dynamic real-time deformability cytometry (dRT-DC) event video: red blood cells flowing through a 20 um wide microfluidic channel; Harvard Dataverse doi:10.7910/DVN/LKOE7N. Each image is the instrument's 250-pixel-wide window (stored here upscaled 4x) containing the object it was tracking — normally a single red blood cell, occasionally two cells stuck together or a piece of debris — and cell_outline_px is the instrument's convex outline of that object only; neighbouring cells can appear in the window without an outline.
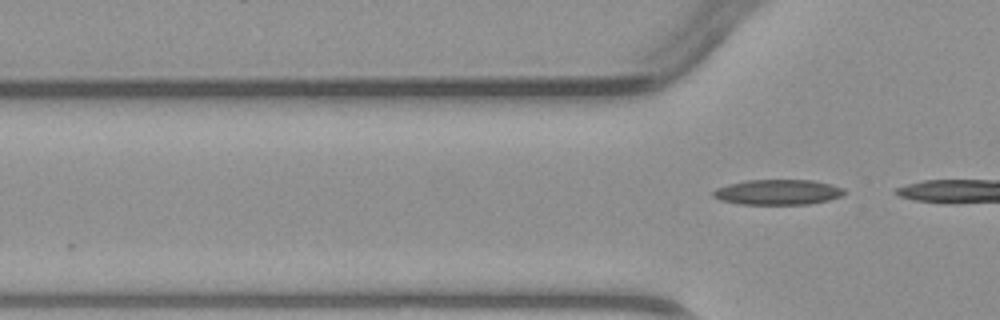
{"species": "common noctule bat (a hibernating species)", "species_latin": "Nyctalus noctula", "temperature_condition": "warm", "stored_images_in_passage": 3, "camera_frame_rate_fps": 3000, "um_per_image_px": 0.085, "animal": {"sex": "male", "body_mass_g": 23.1, "forearm_length_mm": 52.7}, "frame": {"image": 1, "passage_image": 3, "time_ms": 2.333, "image_size_px": [1000, 320], "cell_outline_px": [[848, 192], [844, 196], [828, 200], [808, 204], [740, 204], [720, 200], [712, 196], [712, 192], [716, 188], [748, 180], [812, 180], [844, 188]], "centroid_in_image_um": [66.16, 16.34], "position_along_channel_um": 59.6, "area_um2": 19.25}}